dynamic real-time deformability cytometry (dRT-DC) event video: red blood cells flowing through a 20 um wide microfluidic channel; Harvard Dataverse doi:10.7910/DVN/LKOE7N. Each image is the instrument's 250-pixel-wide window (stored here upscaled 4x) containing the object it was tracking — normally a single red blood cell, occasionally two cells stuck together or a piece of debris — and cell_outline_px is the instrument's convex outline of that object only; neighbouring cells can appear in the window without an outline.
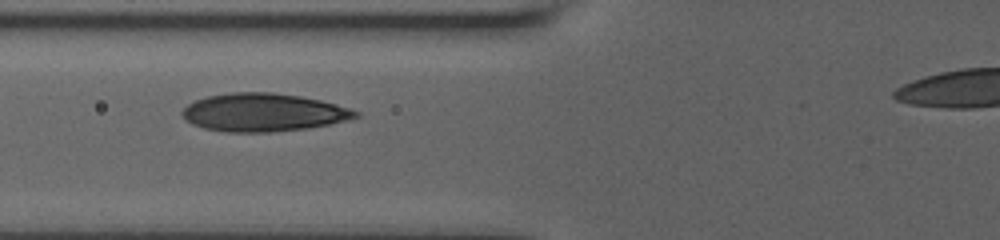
{"species": "human", "species_latin": "Homo sapiens", "temperature_condition": "room temperature", "stored_images_in_passage": 13, "camera_frame_rate_fps": 3000, "um_per_image_px": 0.085, "donor": {"sex": "male"}, "frame": {"image": 1, "passage_image": 4, "time_ms": 3.333, "image_size_px": [1000, 240], "cell_outline_px": [[360, 116], [328, 124], [308, 128], [268, 132], [228, 132], [204, 128], [192, 124], [180, 112], [188, 104], [196, 100], [208, 96], [232, 92], [272, 92], [300, 96], [320, 100], [352, 108], [360, 112]], "centroid_in_image_um": [22.4, 9.55], "position_along_channel_um": 103.4, "area_um2": 38.26}}